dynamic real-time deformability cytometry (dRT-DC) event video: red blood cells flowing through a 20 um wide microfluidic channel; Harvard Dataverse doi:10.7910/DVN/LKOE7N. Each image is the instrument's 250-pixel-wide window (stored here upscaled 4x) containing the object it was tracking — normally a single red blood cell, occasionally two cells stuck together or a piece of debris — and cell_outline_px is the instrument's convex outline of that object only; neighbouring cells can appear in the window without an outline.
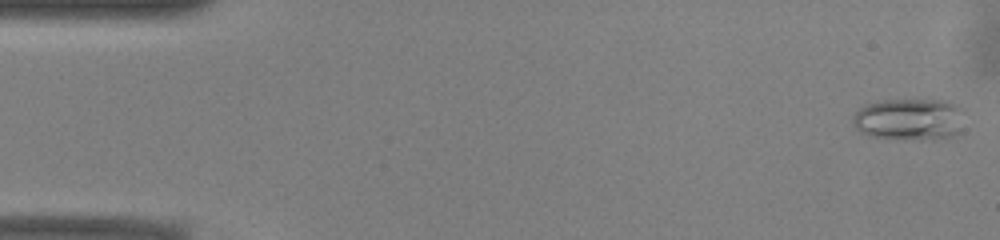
{"species": "common noctule bat (a hibernating species)", "species_latin": "Nyctalus noctula", "temperature_condition": "warm", "stored_images_in_passage": 46, "camera_frame_rate_fps": 3000, "um_per_image_px": 0.085, "animal": {"sex": "male", "body_mass_g": 13.0, "forearm_length_mm": 53.1}, "frame": {"image": 1, "passage_image": 1, "time_ms": 0.0, "image_size_px": [1000, 240], "cell_outline_px": [[964, 112], [960, 132], [952, 136], [868, 136], [860, 132], [852, 124], [852, 116], [860, 108], [868, 104], [884, 100], [948, 100], [964, 108]], "centroid_in_image_um": [77.3, 10.06], "position_along_channel_um": 7.7, "area_um2": 26.3}}
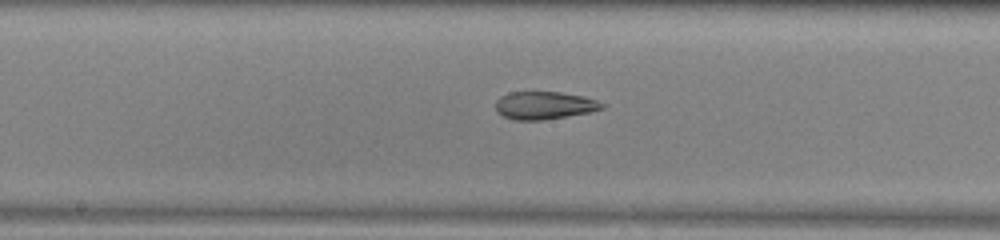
{"frame": {"image": 2, "passage_image": 26, "time_ms": 8.333, "image_size_px": [1000, 240], "cell_outline_px": [[604, 108], [588, 112], [544, 120], [512, 120], [496, 112], [496, 100], [500, 96], [508, 92], [560, 92], [584, 96], [596, 100], [604, 104]], "centroid_in_image_um": [46.23, 8.95], "position_along_channel_um": 202.0, "area_um2": 17.22}}
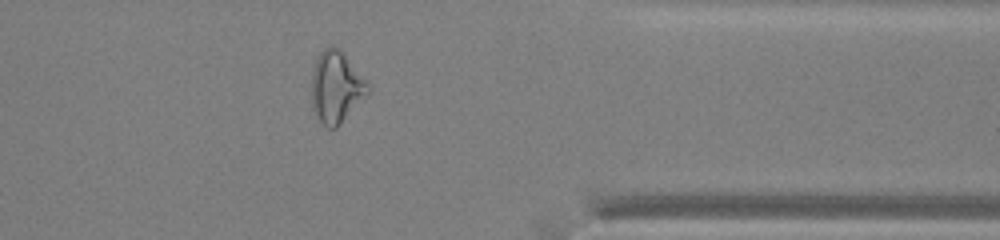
{"frame": {"image": 3, "passage_image": 41, "time_ms": 13.333, "image_size_px": [1000, 240], "cell_outline_px": [[368, 92], [340, 124], [336, 128], [328, 128], [320, 120], [312, 108], [312, 72], [316, 56], [324, 48], [332, 44], [340, 48], [344, 52], [368, 84]], "centroid_in_image_um": [28.54, 7.34], "position_along_channel_um": 382.9, "area_um2": 23.24}, "authors_computed_cell_mechanics": {"area_um2": 20.4612, "velocity_mm_per_s": 3.936, "shape_relaxation_time_tau1_ms": null, "shape_relaxation_time_tau2_ms": 2.1707, "deformation_change_tau1": null, "deformation_change_tau2": 0.105}}